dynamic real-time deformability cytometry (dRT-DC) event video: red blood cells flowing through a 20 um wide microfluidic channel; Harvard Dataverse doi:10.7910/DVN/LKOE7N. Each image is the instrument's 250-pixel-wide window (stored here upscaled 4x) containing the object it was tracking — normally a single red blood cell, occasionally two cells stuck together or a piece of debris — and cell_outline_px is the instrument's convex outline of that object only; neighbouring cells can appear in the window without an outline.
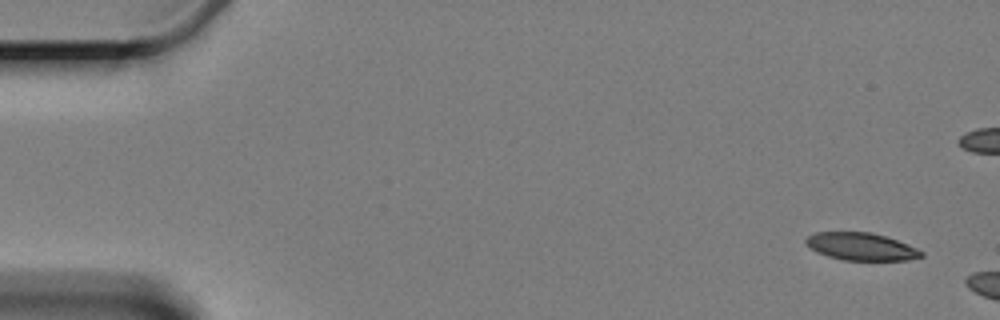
{"species": "Egyptian fruit bat (a non-hibernating species)", "species_latin": "Rousettus aegyptiacus", "temperature_condition": "cold", "stored_images_in_passage": 2, "camera_frame_rate_fps": 3000, "um_per_image_px": 0.085, "animal": {"sex": "female"}, "frame": {"image": 1, "passage_image": 1, "time_ms": 0.0, "image_size_px": [1000, 320], "cell_outline_px": [[924, 256], [908, 260], [844, 260], [828, 256], [816, 252], [804, 240], [808, 236], [816, 232], [872, 232], [896, 240], [916, 248], [924, 252]], "centroid_in_image_um": [73.21, 20.96], "position_along_channel_um": 11.8, "area_um2": 18.32}}